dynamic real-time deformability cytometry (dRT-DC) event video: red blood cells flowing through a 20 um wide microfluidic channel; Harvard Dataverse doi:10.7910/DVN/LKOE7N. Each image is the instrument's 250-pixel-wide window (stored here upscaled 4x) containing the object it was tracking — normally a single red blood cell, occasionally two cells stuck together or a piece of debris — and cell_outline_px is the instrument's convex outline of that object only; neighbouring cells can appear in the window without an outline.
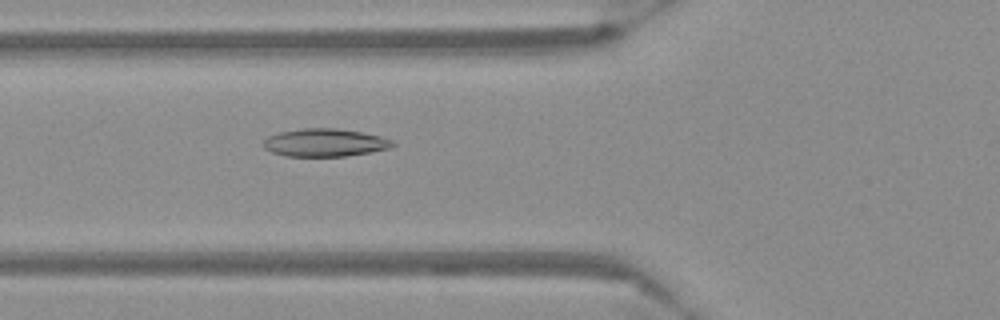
{"species": "Egyptian fruit bat (a non-hibernating species)", "species_latin": "Rousettus aegyptiacus", "temperature_condition": "warm", "stored_images_in_passage": 54, "camera_frame_rate_fps": 3000, "um_per_image_px": 0.085, "frame": {"image": 1, "passage_image": 20, "time_ms": 6.333, "image_size_px": [1000, 320], "cell_outline_px": [[396, 144], [388, 148], [368, 152], [344, 156], [284, 156], [272, 152], [264, 148], [260, 144], [268, 136], [280, 132], [304, 128], [336, 128], [360, 132], [380, 136], [392, 140]], "centroid_in_image_um": [27.56, 12.12], "position_along_channel_um": 98.2, "area_um2": 20.87}}
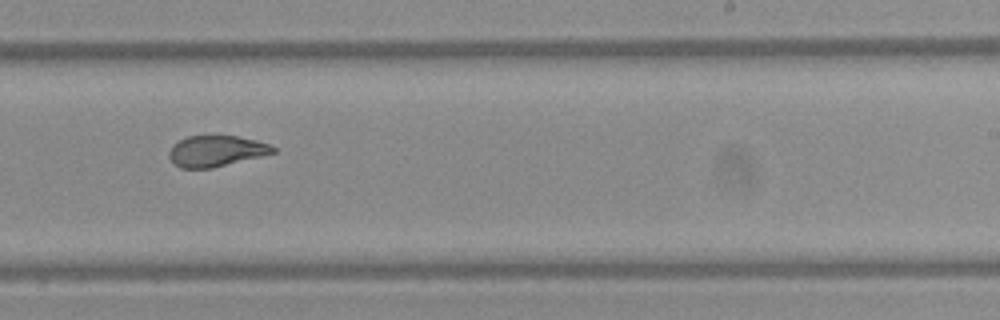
{"frame": {"image": 2, "passage_image": 34, "time_ms": 11.0, "image_size_px": [1000, 320], "cell_outline_px": [[276, 152], [212, 168], [180, 168], [168, 156], [168, 152], [172, 144], [188, 136], [236, 136], [256, 140], [268, 144], [276, 148]], "centroid_in_image_um": [18.35, 12.83], "position_along_channel_um": 270.7, "area_um2": 18.55}}
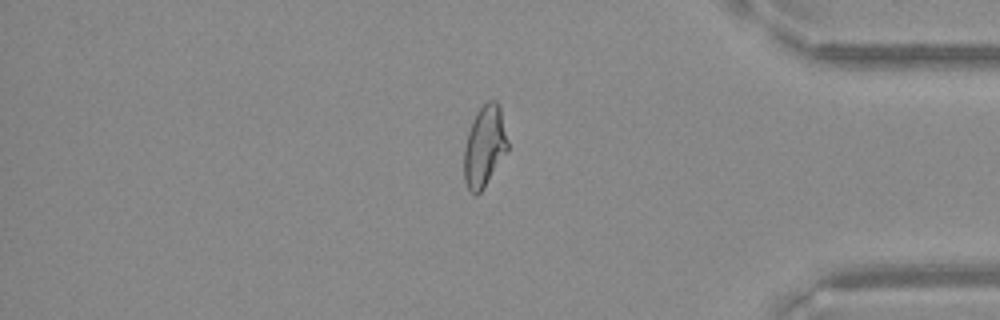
{"frame": {"image": 3, "passage_image": 46, "time_ms": 15.0, "image_size_px": [1000, 320], "cell_outline_px": [[508, 152], [484, 188], [476, 196], [468, 188], [464, 180], [464, 148], [468, 132], [472, 120], [476, 112], [488, 100], [496, 100], [500, 104], [508, 140]], "centroid_in_image_um": [41.2, 12.43], "position_along_channel_um": 394.0, "area_um2": 20.98}}